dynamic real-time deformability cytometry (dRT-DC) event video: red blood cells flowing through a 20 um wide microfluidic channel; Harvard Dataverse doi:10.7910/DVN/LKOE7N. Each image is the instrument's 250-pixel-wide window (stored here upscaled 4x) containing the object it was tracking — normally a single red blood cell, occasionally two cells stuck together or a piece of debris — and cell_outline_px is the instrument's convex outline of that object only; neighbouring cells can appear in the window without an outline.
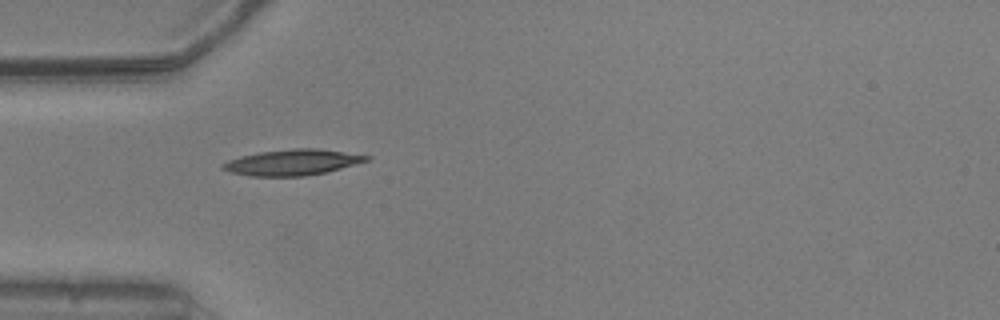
{"species": "common noctule bat (a hibernating species)", "species_latin": "Nyctalus noctula", "temperature_condition": "warm", "stored_images_in_passage": 38, "camera_frame_rate_fps": 3000, "um_per_image_px": 0.085, "animal": {"sex": "male", "body_mass_g": 20.5, "forearm_length_mm": 52.5}, "frame": {"image": 1, "passage_image": 1, "time_ms": 0.0, "image_size_px": [1000, 320], "cell_outline_px": [[372, 156], [368, 160], [328, 172], [304, 176], [248, 176], [232, 172], [220, 168], [220, 164], [228, 160], [240, 156], [260, 152], [292, 148], [316, 148]], "centroid_in_image_um": [24.82, 13.8], "position_along_channel_um": 60.2, "area_um2": 21.62}}
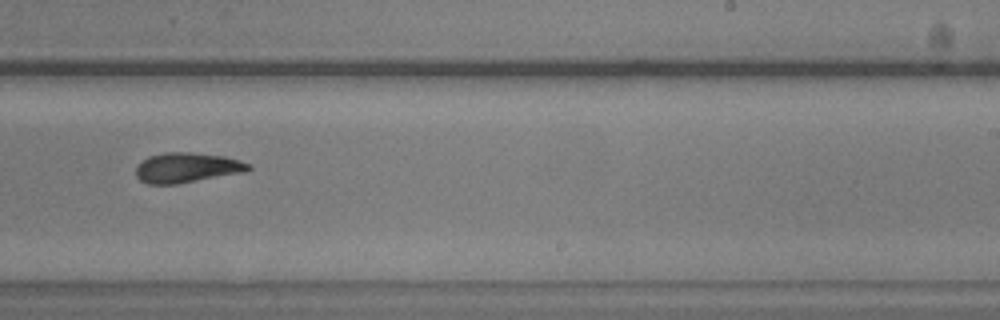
{"frame": {"image": 2, "passage_image": 18, "time_ms": 5.667, "image_size_px": [1000, 320], "cell_outline_px": [[252, 168], [248, 172], [176, 184], [148, 184], [140, 180], [136, 176], [136, 168], [148, 156], [164, 152], [192, 152], [224, 156], [240, 160], [248, 164]], "centroid_in_image_um": [15.92, 14.25], "position_along_channel_um": 273.1, "area_um2": 19.77}}
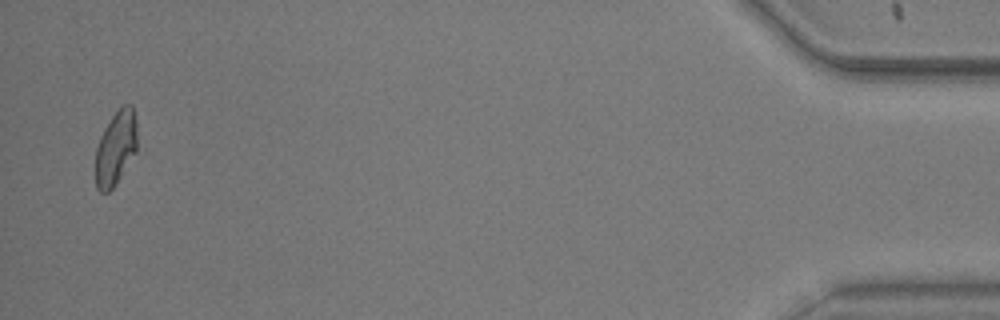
{"frame": {"image": 3, "passage_image": 37, "time_ms": 12.0, "image_size_px": [1000, 320], "cell_outline_px": [[136, 152], [116, 184], [108, 192], [100, 192], [96, 188], [96, 148], [100, 136], [112, 116], [124, 104], [132, 104], [136, 120]], "centroid_in_image_um": [9.84, 12.59], "position_along_channel_um": 425.4, "area_um2": 17.92}, "authors_computed_cell_mechanics": {"area_um2": 19.6231, "velocity_mm_per_s": 3.7926, "shape_relaxation_time_tau1_ms": 5.615, "shape_relaxation_time_tau2_ms": 2.3207, "deformation_change_tau1": 0.1932, "deformation_change_tau2": 0.0945}}